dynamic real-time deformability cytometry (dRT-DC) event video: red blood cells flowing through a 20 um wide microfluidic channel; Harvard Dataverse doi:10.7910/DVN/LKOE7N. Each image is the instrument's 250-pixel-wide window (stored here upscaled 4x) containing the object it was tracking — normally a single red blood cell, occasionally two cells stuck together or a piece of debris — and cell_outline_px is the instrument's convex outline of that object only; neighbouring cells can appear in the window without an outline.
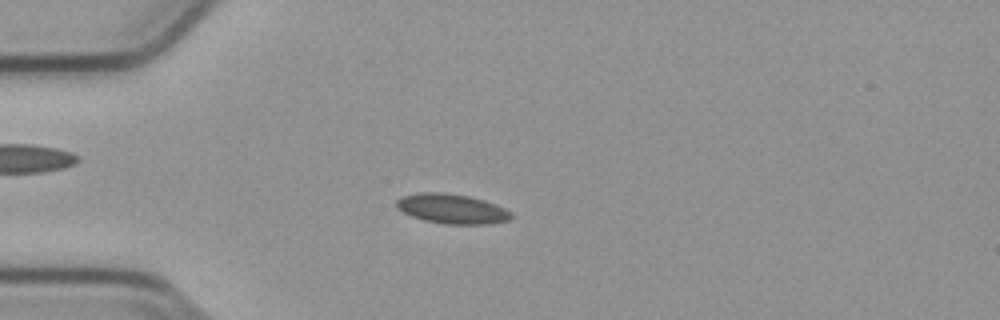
{"species": "common noctule bat (a hibernating species)", "species_latin": "Nyctalus noctula", "temperature_condition": "cold", "stored_images_in_passage": 54, "camera_frame_rate_fps": 3000, "um_per_image_px": 0.085, "animal": {"sex": "male", "body_mass_g": 23.1, "forearm_length_mm": 52.7}, "frame": {"image": 1, "passage_image": 14, "time_ms": 4.333, "image_size_px": [1000, 320], "cell_outline_px": [[512, 216], [508, 220], [488, 224], [444, 224], [424, 220], [412, 216], [396, 208], [396, 200], [400, 196], [420, 192], [444, 192], [468, 196], [484, 200], [496, 204], [512, 212]], "centroid_in_image_um": [38.39, 17.74], "position_along_channel_um": 46.6, "area_um2": 19.94}}
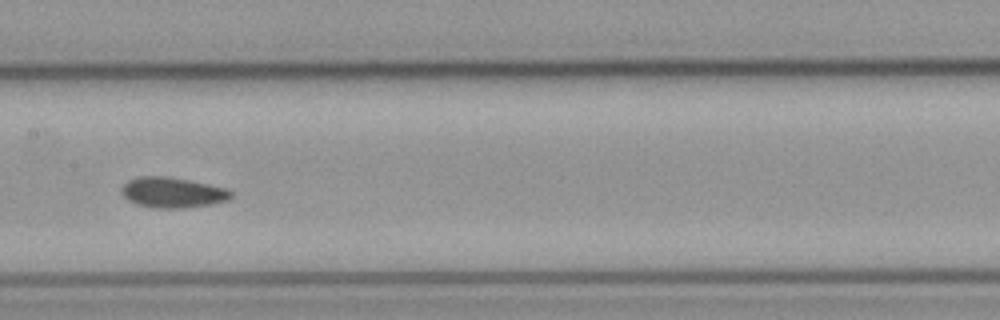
{"frame": {"image": 2, "passage_image": 27, "time_ms": 8.667, "image_size_px": [1000, 320], "cell_outline_px": [[232, 196], [228, 200], [212, 204], [184, 208], [156, 208], [136, 204], [128, 200], [120, 192], [120, 188], [128, 180], [136, 176], [164, 176], [188, 180], [228, 188], [232, 192]], "centroid_in_image_um": [14.65, 16.36], "position_along_channel_um": 192.8, "area_um2": 19.54}}
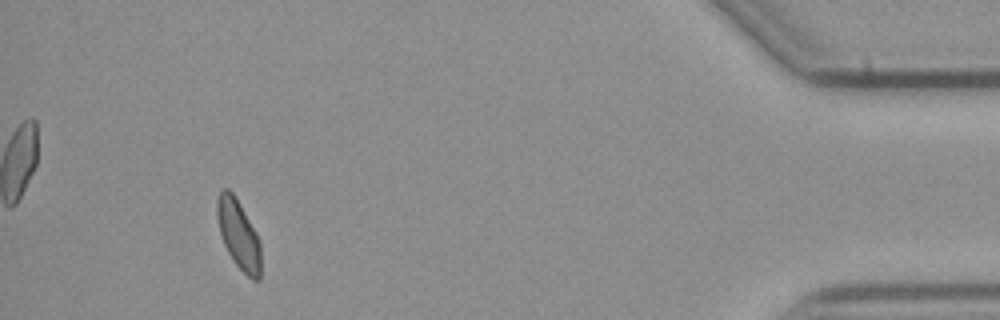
{"frame": {"image": 3, "passage_image": 50, "time_ms": 16.333, "image_size_px": [1000, 320], "cell_outline_px": [[260, 280], [252, 280], [232, 260], [224, 244], [220, 232], [216, 216], [216, 200], [220, 192], [224, 188], [228, 188], [232, 192], [256, 232], [260, 240]], "centroid_in_image_um": [20.27, 19.93], "position_along_channel_um": 414.9, "area_um2": 17.46}, "authors_computed_cell_mechanics": {"area_um2": 18.6116, "velocity_mm_per_s": 3.7872, "shape_relaxation_time_tau1_ms": null, "shape_relaxation_time_tau2_ms": 4.0096, "deformation_change_tau1": null, "deformation_change_tau2": 0.0669}}